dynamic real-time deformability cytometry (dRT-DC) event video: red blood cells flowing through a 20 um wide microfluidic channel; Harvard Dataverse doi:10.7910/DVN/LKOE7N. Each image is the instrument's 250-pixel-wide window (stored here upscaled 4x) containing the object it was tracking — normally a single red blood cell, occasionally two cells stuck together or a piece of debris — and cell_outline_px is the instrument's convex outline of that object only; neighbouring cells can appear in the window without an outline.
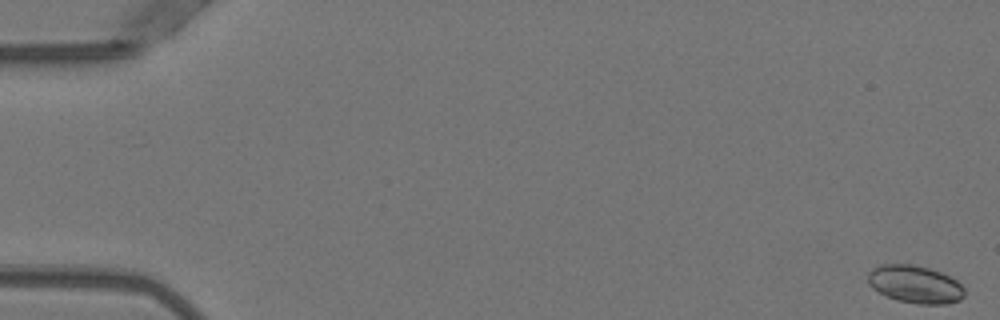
{"species": "Egyptian fruit bat (a non-hibernating species)", "species_latin": "Rousettus aegyptiacus", "temperature_condition": "warm", "stored_images_in_passage": 53, "segment_of_instrument_passage": [1, 2], "camera_frame_rate_fps": 3000, "um_per_image_px": 0.085, "animal": {"sex": "female"}, "frame": {"image": 1, "passage_image": 1, "time_ms": 0.0, "image_size_px": [1000, 320], "cell_outline_px": [[964, 296], [960, 300], [948, 304], [920, 304], [896, 300], [872, 288], [868, 284], [868, 272], [872, 268], [880, 264], [912, 264], [928, 268], [940, 272], [956, 280], [964, 288]], "centroid_in_image_um": [77.77, 24.16], "position_along_channel_um": 7.2, "area_um2": 21.21}}
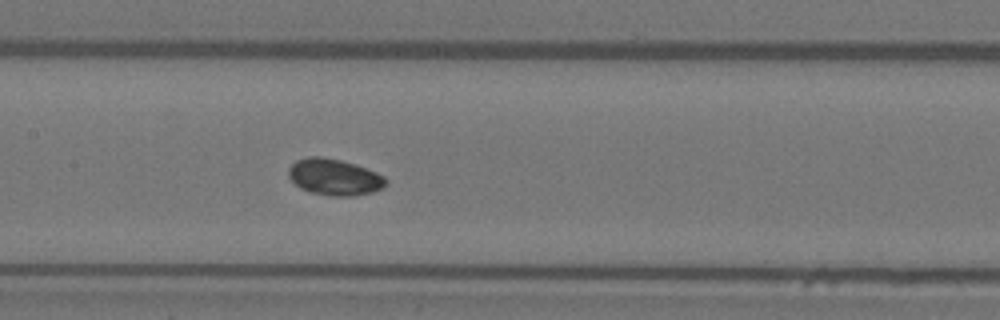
{"frame": {"image": 2, "passage_image": 26, "time_ms": 8.333, "image_size_px": [1000, 320], "cell_outline_px": [[388, 184], [384, 188], [372, 192], [352, 196], [328, 196], [308, 192], [300, 188], [288, 176], [288, 168], [296, 160], [308, 156], [320, 156], [340, 160], [356, 164], [376, 172], [384, 176], [388, 180]], "centroid_in_image_um": [28.43, 15.06], "position_along_channel_um": 179.0, "area_um2": 20.92}}
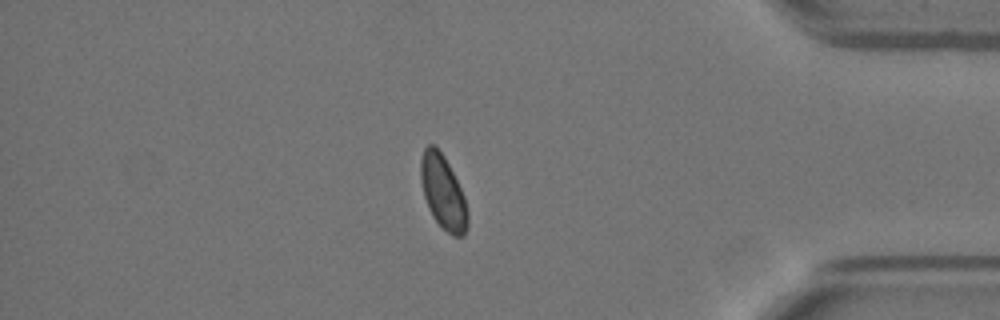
{"frame": {"image": 3, "passage_image": 45, "time_ms": 14.667, "image_size_px": [1000, 320], "cell_outline_px": [[468, 228], [464, 236], [452, 236], [432, 216], [428, 208], [424, 196], [420, 180], [420, 160], [424, 148], [428, 144], [436, 144], [444, 156], [464, 196], [468, 212]], "centroid_in_image_um": [37.65, 16.32], "position_along_channel_um": 397.6, "area_um2": 20.23}}